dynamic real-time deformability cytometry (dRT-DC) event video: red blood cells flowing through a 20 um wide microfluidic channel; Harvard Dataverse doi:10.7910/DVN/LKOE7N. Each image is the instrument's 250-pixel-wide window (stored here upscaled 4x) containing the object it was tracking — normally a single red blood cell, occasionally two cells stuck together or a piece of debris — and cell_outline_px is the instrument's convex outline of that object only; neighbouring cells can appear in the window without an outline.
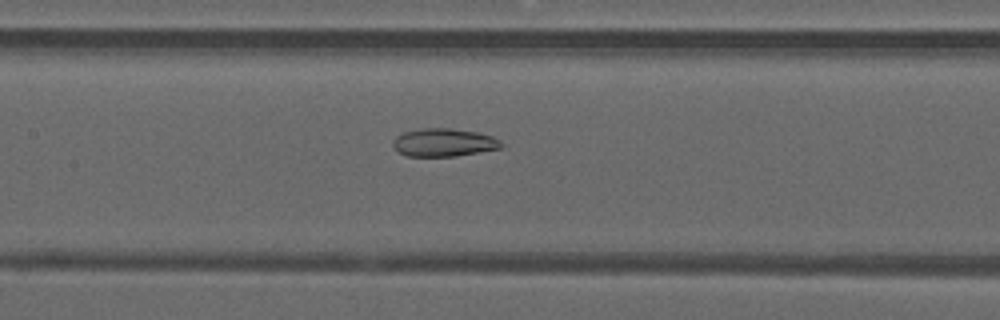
{"species": "common noctule bat (a hibernating species)", "species_latin": "Nyctalus noctula", "temperature_condition": "warm", "stored_images_in_passage": 31, "camera_frame_rate_fps": 3000, "um_per_image_px": 0.085, "animal": {"sex": "male", "forearm_length_mm": 52.5}, "frame": {"image": 1, "passage_image": 10, "time_ms": 3.0, "image_size_px": [1000, 320], "cell_outline_px": [[504, 144], [500, 148], [456, 156], [408, 156], [400, 152], [392, 144], [392, 140], [396, 136], [404, 132], [424, 128], [452, 128], [476, 132], [492, 136], [500, 140]], "centroid_in_image_um": [37.73, 12.1], "position_along_channel_um": 169.7, "area_um2": 17.57}}
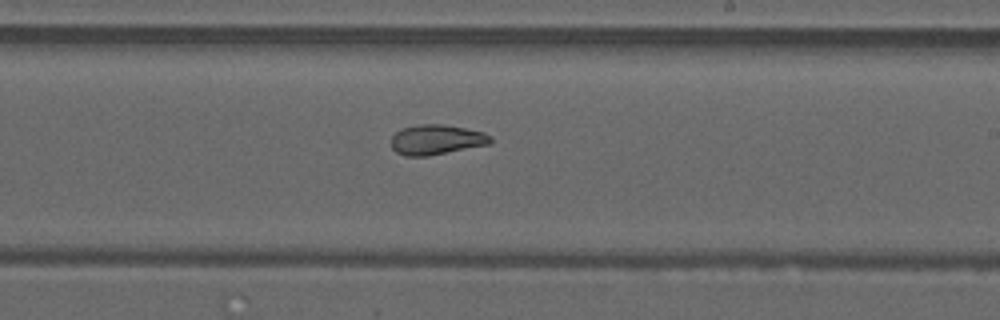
{"frame": {"image": 2, "passage_image": 16, "time_ms": 5.0, "image_size_px": [1000, 320], "cell_outline_px": [[492, 140], [488, 144], [428, 156], [408, 156], [396, 152], [392, 148], [392, 136], [400, 128], [420, 124], [440, 124], [464, 128], [484, 132], [492, 136]], "centroid_in_image_um": [37.08, 11.86], "position_along_channel_um": 251.9, "area_um2": 17.22}}
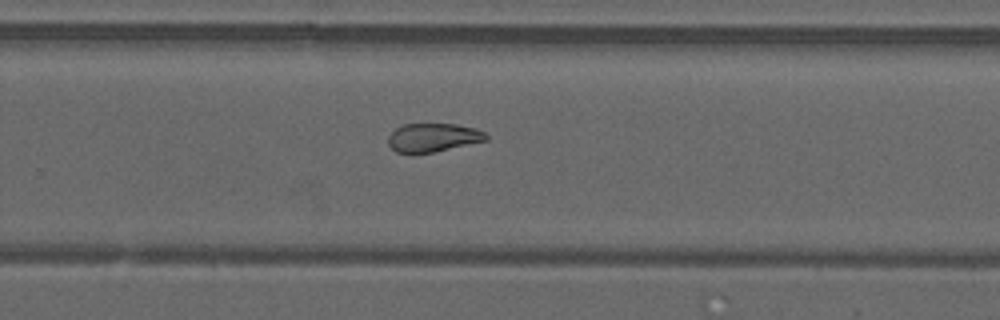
{"frame": {"image": 3, "passage_image": 19, "time_ms": 6.0, "image_size_px": [1000, 320], "cell_outline_px": [[488, 140], [432, 152], [412, 156], [396, 152], [388, 144], [388, 136], [396, 128], [404, 124], [456, 124], [476, 128], [484, 132], [488, 136]], "centroid_in_image_um": [36.77, 11.71], "position_along_channel_um": 293.0, "area_um2": 16.59}, "authors_computed_cell_mechanics": {"area_um2": 17.6868, "velocity_mm_per_s": 4.134, "shape_relaxation_time_tau1_ms": null, "shape_relaxation_time_tau2_ms": 2.0471, "deformation_change_tau1": null, "deformation_change_tau2": 0.074}}